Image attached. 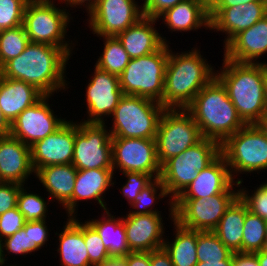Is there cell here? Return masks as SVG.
<instances>
[{
  "mask_svg": "<svg viewBox=\"0 0 267 266\" xmlns=\"http://www.w3.org/2000/svg\"><path fill=\"white\" fill-rule=\"evenodd\" d=\"M69 58L63 48L30 42L20 55L0 69V74L29 83L44 95L51 96L55 91L66 88L64 73Z\"/></svg>",
  "mask_w": 267,
  "mask_h": 266,
  "instance_id": "cell-1",
  "label": "cell"
},
{
  "mask_svg": "<svg viewBox=\"0 0 267 266\" xmlns=\"http://www.w3.org/2000/svg\"><path fill=\"white\" fill-rule=\"evenodd\" d=\"M173 53L170 49L162 105L165 109H186L216 73L197 48L191 52Z\"/></svg>",
  "mask_w": 267,
  "mask_h": 266,
  "instance_id": "cell-2",
  "label": "cell"
},
{
  "mask_svg": "<svg viewBox=\"0 0 267 266\" xmlns=\"http://www.w3.org/2000/svg\"><path fill=\"white\" fill-rule=\"evenodd\" d=\"M186 110L199 126L203 138L220 144L246 125L216 76L197 93Z\"/></svg>",
  "mask_w": 267,
  "mask_h": 266,
  "instance_id": "cell-3",
  "label": "cell"
},
{
  "mask_svg": "<svg viewBox=\"0 0 267 266\" xmlns=\"http://www.w3.org/2000/svg\"><path fill=\"white\" fill-rule=\"evenodd\" d=\"M223 61V70L216 77L225 86L242 121L254 124L267 111L263 83L266 62L238 63L225 57Z\"/></svg>",
  "mask_w": 267,
  "mask_h": 266,
  "instance_id": "cell-4",
  "label": "cell"
},
{
  "mask_svg": "<svg viewBox=\"0 0 267 266\" xmlns=\"http://www.w3.org/2000/svg\"><path fill=\"white\" fill-rule=\"evenodd\" d=\"M221 154V144L214 139L203 138L181 154L168 159L161 166L160 179L171 196V219H174L173 201Z\"/></svg>",
  "mask_w": 267,
  "mask_h": 266,
  "instance_id": "cell-5",
  "label": "cell"
},
{
  "mask_svg": "<svg viewBox=\"0 0 267 266\" xmlns=\"http://www.w3.org/2000/svg\"><path fill=\"white\" fill-rule=\"evenodd\" d=\"M168 43L157 51L130 59L119 76L120 88L124 95L146 97L162 104L165 69L169 57Z\"/></svg>",
  "mask_w": 267,
  "mask_h": 266,
  "instance_id": "cell-6",
  "label": "cell"
},
{
  "mask_svg": "<svg viewBox=\"0 0 267 266\" xmlns=\"http://www.w3.org/2000/svg\"><path fill=\"white\" fill-rule=\"evenodd\" d=\"M165 108L155 100L123 95L114 110L112 137L155 139Z\"/></svg>",
  "mask_w": 267,
  "mask_h": 266,
  "instance_id": "cell-7",
  "label": "cell"
},
{
  "mask_svg": "<svg viewBox=\"0 0 267 266\" xmlns=\"http://www.w3.org/2000/svg\"><path fill=\"white\" fill-rule=\"evenodd\" d=\"M69 15L66 9L57 8L53 0H30L22 25L30 42L63 48L70 55L72 46L65 41Z\"/></svg>",
  "mask_w": 267,
  "mask_h": 266,
  "instance_id": "cell-8",
  "label": "cell"
},
{
  "mask_svg": "<svg viewBox=\"0 0 267 266\" xmlns=\"http://www.w3.org/2000/svg\"><path fill=\"white\" fill-rule=\"evenodd\" d=\"M202 139L199 126L186 109H165L160 117L155 137L160 165Z\"/></svg>",
  "mask_w": 267,
  "mask_h": 266,
  "instance_id": "cell-9",
  "label": "cell"
},
{
  "mask_svg": "<svg viewBox=\"0 0 267 266\" xmlns=\"http://www.w3.org/2000/svg\"><path fill=\"white\" fill-rule=\"evenodd\" d=\"M231 176L267 169V137L254 124L245 125L221 144Z\"/></svg>",
  "mask_w": 267,
  "mask_h": 266,
  "instance_id": "cell-10",
  "label": "cell"
},
{
  "mask_svg": "<svg viewBox=\"0 0 267 266\" xmlns=\"http://www.w3.org/2000/svg\"><path fill=\"white\" fill-rule=\"evenodd\" d=\"M105 127V122H75L72 164L77 170L113 169L112 136Z\"/></svg>",
  "mask_w": 267,
  "mask_h": 266,
  "instance_id": "cell-11",
  "label": "cell"
},
{
  "mask_svg": "<svg viewBox=\"0 0 267 266\" xmlns=\"http://www.w3.org/2000/svg\"><path fill=\"white\" fill-rule=\"evenodd\" d=\"M238 192H222L208 198L175 199L174 220L181 226L197 231H213Z\"/></svg>",
  "mask_w": 267,
  "mask_h": 266,
  "instance_id": "cell-12",
  "label": "cell"
},
{
  "mask_svg": "<svg viewBox=\"0 0 267 266\" xmlns=\"http://www.w3.org/2000/svg\"><path fill=\"white\" fill-rule=\"evenodd\" d=\"M111 140L113 172L119 168L122 172H142L160 178L155 139L112 137Z\"/></svg>",
  "mask_w": 267,
  "mask_h": 266,
  "instance_id": "cell-13",
  "label": "cell"
},
{
  "mask_svg": "<svg viewBox=\"0 0 267 266\" xmlns=\"http://www.w3.org/2000/svg\"><path fill=\"white\" fill-rule=\"evenodd\" d=\"M89 26L97 36H113L144 17L142 6L135 0H98L89 11Z\"/></svg>",
  "mask_w": 267,
  "mask_h": 266,
  "instance_id": "cell-14",
  "label": "cell"
},
{
  "mask_svg": "<svg viewBox=\"0 0 267 266\" xmlns=\"http://www.w3.org/2000/svg\"><path fill=\"white\" fill-rule=\"evenodd\" d=\"M50 95H44L33 106L26 108L11 124L10 135L32 146L59 129L66 120L55 117L47 103Z\"/></svg>",
  "mask_w": 267,
  "mask_h": 266,
  "instance_id": "cell-15",
  "label": "cell"
},
{
  "mask_svg": "<svg viewBox=\"0 0 267 266\" xmlns=\"http://www.w3.org/2000/svg\"><path fill=\"white\" fill-rule=\"evenodd\" d=\"M75 143V123L66 121L59 129L30 146L35 173L42 167L71 164Z\"/></svg>",
  "mask_w": 267,
  "mask_h": 266,
  "instance_id": "cell-16",
  "label": "cell"
},
{
  "mask_svg": "<svg viewBox=\"0 0 267 266\" xmlns=\"http://www.w3.org/2000/svg\"><path fill=\"white\" fill-rule=\"evenodd\" d=\"M92 77L86 88L87 113L90 118L84 120V123H104L103 117L114 113L124 94L118 76L95 66Z\"/></svg>",
  "mask_w": 267,
  "mask_h": 266,
  "instance_id": "cell-17",
  "label": "cell"
},
{
  "mask_svg": "<svg viewBox=\"0 0 267 266\" xmlns=\"http://www.w3.org/2000/svg\"><path fill=\"white\" fill-rule=\"evenodd\" d=\"M267 15V1H253L228 8L209 11L210 28L227 34L225 46L240 32L248 29Z\"/></svg>",
  "mask_w": 267,
  "mask_h": 266,
  "instance_id": "cell-18",
  "label": "cell"
},
{
  "mask_svg": "<svg viewBox=\"0 0 267 266\" xmlns=\"http://www.w3.org/2000/svg\"><path fill=\"white\" fill-rule=\"evenodd\" d=\"M225 157L220 154L208 167L198 172L197 177L176 199L208 198L222 192H238L242 179L233 181ZM236 183V184H235Z\"/></svg>",
  "mask_w": 267,
  "mask_h": 266,
  "instance_id": "cell-19",
  "label": "cell"
},
{
  "mask_svg": "<svg viewBox=\"0 0 267 266\" xmlns=\"http://www.w3.org/2000/svg\"><path fill=\"white\" fill-rule=\"evenodd\" d=\"M122 220L131 252H151L163 247L164 227L160 213L127 214Z\"/></svg>",
  "mask_w": 267,
  "mask_h": 266,
  "instance_id": "cell-20",
  "label": "cell"
},
{
  "mask_svg": "<svg viewBox=\"0 0 267 266\" xmlns=\"http://www.w3.org/2000/svg\"><path fill=\"white\" fill-rule=\"evenodd\" d=\"M33 172L30 146L12 135L0 137V182L24 185Z\"/></svg>",
  "mask_w": 267,
  "mask_h": 266,
  "instance_id": "cell-21",
  "label": "cell"
},
{
  "mask_svg": "<svg viewBox=\"0 0 267 266\" xmlns=\"http://www.w3.org/2000/svg\"><path fill=\"white\" fill-rule=\"evenodd\" d=\"M224 57L238 63L255 62L267 53V15L238 33L226 46Z\"/></svg>",
  "mask_w": 267,
  "mask_h": 266,
  "instance_id": "cell-22",
  "label": "cell"
},
{
  "mask_svg": "<svg viewBox=\"0 0 267 266\" xmlns=\"http://www.w3.org/2000/svg\"><path fill=\"white\" fill-rule=\"evenodd\" d=\"M113 169H85L78 170L72 198L64 205L68 217H75V208L81 200L96 199L98 204L106 210L103 194L110 185L113 186Z\"/></svg>",
  "mask_w": 267,
  "mask_h": 266,
  "instance_id": "cell-23",
  "label": "cell"
},
{
  "mask_svg": "<svg viewBox=\"0 0 267 266\" xmlns=\"http://www.w3.org/2000/svg\"><path fill=\"white\" fill-rule=\"evenodd\" d=\"M157 20L144 16L116 36L131 59L149 55L167 43L153 26Z\"/></svg>",
  "mask_w": 267,
  "mask_h": 266,
  "instance_id": "cell-24",
  "label": "cell"
},
{
  "mask_svg": "<svg viewBox=\"0 0 267 266\" xmlns=\"http://www.w3.org/2000/svg\"><path fill=\"white\" fill-rule=\"evenodd\" d=\"M44 94L35 86L0 74V109L10 124L26 108L33 106Z\"/></svg>",
  "mask_w": 267,
  "mask_h": 266,
  "instance_id": "cell-25",
  "label": "cell"
},
{
  "mask_svg": "<svg viewBox=\"0 0 267 266\" xmlns=\"http://www.w3.org/2000/svg\"><path fill=\"white\" fill-rule=\"evenodd\" d=\"M59 236L60 261L62 266H91L84 241V223L69 217Z\"/></svg>",
  "mask_w": 267,
  "mask_h": 266,
  "instance_id": "cell-26",
  "label": "cell"
},
{
  "mask_svg": "<svg viewBox=\"0 0 267 266\" xmlns=\"http://www.w3.org/2000/svg\"><path fill=\"white\" fill-rule=\"evenodd\" d=\"M163 16V18L161 17ZM159 18L172 31H189L201 26L210 29L209 11L198 0H184L167 9Z\"/></svg>",
  "mask_w": 267,
  "mask_h": 266,
  "instance_id": "cell-27",
  "label": "cell"
},
{
  "mask_svg": "<svg viewBox=\"0 0 267 266\" xmlns=\"http://www.w3.org/2000/svg\"><path fill=\"white\" fill-rule=\"evenodd\" d=\"M78 170L71 164L40 168L35 175L50 194L64 206L71 198Z\"/></svg>",
  "mask_w": 267,
  "mask_h": 266,
  "instance_id": "cell-28",
  "label": "cell"
},
{
  "mask_svg": "<svg viewBox=\"0 0 267 266\" xmlns=\"http://www.w3.org/2000/svg\"><path fill=\"white\" fill-rule=\"evenodd\" d=\"M246 215V204L238 196L226 209L213 232L220 241L233 253L242 252L243 225Z\"/></svg>",
  "mask_w": 267,
  "mask_h": 266,
  "instance_id": "cell-29",
  "label": "cell"
},
{
  "mask_svg": "<svg viewBox=\"0 0 267 266\" xmlns=\"http://www.w3.org/2000/svg\"><path fill=\"white\" fill-rule=\"evenodd\" d=\"M102 219L87 221L99 234L110 257H125L131 253L127 243L126 230L122 218L111 215L109 210H104Z\"/></svg>",
  "mask_w": 267,
  "mask_h": 266,
  "instance_id": "cell-30",
  "label": "cell"
},
{
  "mask_svg": "<svg viewBox=\"0 0 267 266\" xmlns=\"http://www.w3.org/2000/svg\"><path fill=\"white\" fill-rule=\"evenodd\" d=\"M176 229L175 239L172 242L164 241L163 248L166 250L173 266H196L197 259V230L181 226L173 219Z\"/></svg>",
  "mask_w": 267,
  "mask_h": 266,
  "instance_id": "cell-31",
  "label": "cell"
},
{
  "mask_svg": "<svg viewBox=\"0 0 267 266\" xmlns=\"http://www.w3.org/2000/svg\"><path fill=\"white\" fill-rule=\"evenodd\" d=\"M103 39L104 50L95 66L119 77L131 58L117 37L105 36Z\"/></svg>",
  "mask_w": 267,
  "mask_h": 266,
  "instance_id": "cell-32",
  "label": "cell"
},
{
  "mask_svg": "<svg viewBox=\"0 0 267 266\" xmlns=\"http://www.w3.org/2000/svg\"><path fill=\"white\" fill-rule=\"evenodd\" d=\"M266 246L265 220L251 213L246 206V215L243 225L242 252L256 253Z\"/></svg>",
  "mask_w": 267,
  "mask_h": 266,
  "instance_id": "cell-33",
  "label": "cell"
},
{
  "mask_svg": "<svg viewBox=\"0 0 267 266\" xmlns=\"http://www.w3.org/2000/svg\"><path fill=\"white\" fill-rule=\"evenodd\" d=\"M30 43L23 25L0 31V69L20 55Z\"/></svg>",
  "mask_w": 267,
  "mask_h": 266,
  "instance_id": "cell-34",
  "label": "cell"
},
{
  "mask_svg": "<svg viewBox=\"0 0 267 266\" xmlns=\"http://www.w3.org/2000/svg\"><path fill=\"white\" fill-rule=\"evenodd\" d=\"M198 262L226 260L231 252L213 231H197Z\"/></svg>",
  "mask_w": 267,
  "mask_h": 266,
  "instance_id": "cell-35",
  "label": "cell"
},
{
  "mask_svg": "<svg viewBox=\"0 0 267 266\" xmlns=\"http://www.w3.org/2000/svg\"><path fill=\"white\" fill-rule=\"evenodd\" d=\"M48 202L39 195L34 193H27L24 185L20 188L17 197V207L23 214L26 222L36 220H46V211Z\"/></svg>",
  "mask_w": 267,
  "mask_h": 266,
  "instance_id": "cell-36",
  "label": "cell"
},
{
  "mask_svg": "<svg viewBox=\"0 0 267 266\" xmlns=\"http://www.w3.org/2000/svg\"><path fill=\"white\" fill-rule=\"evenodd\" d=\"M158 190H160V193L156 195ZM165 196H168L166 188L163 186L161 179L156 178L137 195L131 207L138 210L132 211L129 214H158L160 211L153 210L150 206L154 205V202L156 203L155 200Z\"/></svg>",
  "mask_w": 267,
  "mask_h": 266,
  "instance_id": "cell-37",
  "label": "cell"
},
{
  "mask_svg": "<svg viewBox=\"0 0 267 266\" xmlns=\"http://www.w3.org/2000/svg\"><path fill=\"white\" fill-rule=\"evenodd\" d=\"M30 0H0V31L23 24V16Z\"/></svg>",
  "mask_w": 267,
  "mask_h": 266,
  "instance_id": "cell-38",
  "label": "cell"
},
{
  "mask_svg": "<svg viewBox=\"0 0 267 266\" xmlns=\"http://www.w3.org/2000/svg\"><path fill=\"white\" fill-rule=\"evenodd\" d=\"M84 241L91 266L110 258L108 250L104 246L101 237L87 221L84 223Z\"/></svg>",
  "mask_w": 267,
  "mask_h": 266,
  "instance_id": "cell-39",
  "label": "cell"
},
{
  "mask_svg": "<svg viewBox=\"0 0 267 266\" xmlns=\"http://www.w3.org/2000/svg\"><path fill=\"white\" fill-rule=\"evenodd\" d=\"M1 247H2V263L5 265V257L4 247L5 250L8 251L9 254L13 253L15 255H25L30 254V238H29V222H26L24 227L20 229L18 232L5 237L1 240ZM4 241V243H3Z\"/></svg>",
  "mask_w": 267,
  "mask_h": 266,
  "instance_id": "cell-40",
  "label": "cell"
},
{
  "mask_svg": "<svg viewBox=\"0 0 267 266\" xmlns=\"http://www.w3.org/2000/svg\"><path fill=\"white\" fill-rule=\"evenodd\" d=\"M255 190L253 194L249 195L243 188L239 189L238 196L251 213L267 220V188L261 184Z\"/></svg>",
  "mask_w": 267,
  "mask_h": 266,
  "instance_id": "cell-41",
  "label": "cell"
},
{
  "mask_svg": "<svg viewBox=\"0 0 267 266\" xmlns=\"http://www.w3.org/2000/svg\"><path fill=\"white\" fill-rule=\"evenodd\" d=\"M123 175L127 177V181L125 185H123V188L120 189L122 191V194L127 197L128 203L131 205L134 201L137 195L145 188L147 187L154 178L149 175L142 172H122Z\"/></svg>",
  "mask_w": 267,
  "mask_h": 266,
  "instance_id": "cell-42",
  "label": "cell"
},
{
  "mask_svg": "<svg viewBox=\"0 0 267 266\" xmlns=\"http://www.w3.org/2000/svg\"><path fill=\"white\" fill-rule=\"evenodd\" d=\"M26 221L18 207L10 209L0 215V239L13 235L22 229Z\"/></svg>",
  "mask_w": 267,
  "mask_h": 266,
  "instance_id": "cell-43",
  "label": "cell"
},
{
  "mask_svg": "<svg viewBox=\"0 0 267 266\" xmlns=\"http://www.w3.org/2000/svg\"><path fill=\"white\" fill-rule=\"evenodd\" d=\"M23 185L0 182V215L17 207V197Z\"/></svg>",
  "mask_w": 267,
  "mask_h": 266,
  "instance_id": "cell-44",
  "label": "cell"
},
{
  "mask_svg": "<svg viewBox=\"0 0 267 266\" xmlns=\"http://www.w3.org/2000/svg\"><path fill=\"white\" fill-rule=\"evenodd\" d=\"M46 220H36L29 222L30 253L41 249L48 241V231Z\"/></svg>",
  "mask_w": 267,
  "mask_h": 266,
  "instance_id": "cell-45",
  "label": "cell"
},
{
  "mask_svg": "<svg viewBox=\"0 0 267 266\" xmlns=\"http://www.w3.org/2000/svg\"><path fill=\"white\" fill-rule=\"evenodd\" d=\"M184 0H144L142 10L146 17L158 19L167 9Z\"/></svg>",
  "mask_w": 267,
  "mask_h": 266,
  "instance_id": "cell-46",
  "label": "cell"
},
{
  "mask_svg": "<svg viewBox=\"0 0 267 266\" xmlns=\"http://www.w3.org/2000/svg\"><path fill=\"white\" fill-rule=\"evenodd\" d=\"M124 258L127 266H151L150 252H131Z\"/></svg>",
  "mask_w": 267,
  "mask_h": 266,
  "instance_id": "cell-47",
  "label": "cell"
},
{
  "mask_svg": "<svg viewBox=\"0 0 267 266\" xmlns=\"http://www.w3.org/2000/svg\"><path fill=\"white\" fill-rule=\"evenodd\" d=\"M150 265L151 266H173L170 256L162 247L150 252Z\"/></svg>",
  "mask_w": 267,
  "mask_h": 266,
  "instance_id": "cell-48",
  "label": "cell"
},
{
  "mask_svg": "<svg viewBox=\"0 0 267 266\" xmlns=\"http://www.w3.org/2000/svg\"><path fill=\"white\" fill-rule=\"evenodd\" d=\"M233 266H260L255 253H233Z\"/></svg>",
  "mask_w": 267,
  "mask_h": 266,
  "instance_id": "cell-49",
  "label": "cell"
},
{
  "mask_svg": "<svg viewBox=\"0 0 267 266\" xmlns=\"http://www.w3.org/2000/svg\"><path fill=\"white\" fill-rule=\"evenodd\" d=\"M253 1H267V0H218L213 8H228L233 6H238L240 4L244 5Z\"/></svg>",
  "mask_w": 267,
  "mask_h": 266,
  "instance_id": "cell-50",
  "label": "cell"
},
{
  "mask_svg": "<svg viewBox=\"0 0 267 266\" xmlns=\"http://www.w3.org/2000/svg\"><path fill=\"white\" fill-rule=\"evenodd\" d=\"M196 266H233V253L226 260L198 262Z\"/></svg>",
  "mask_w": 267,
  "mask_h": 266,
  "instance_id": "cell-51",
  "label": "cell"
},
{
  "mask_svg": "<svg viewBox=\"0 0 267 266\" xmlns=\"http://www.w3.org/2000/svg\"><path fill=\"white\" fill-rule=\"evenodd\" d=\"M94 266H127V263L124 257H110L109 259Z\"/></svg>",
  "mask_w": 267,
  "mask_h": 266,
  "instance_id": "cell-52",
  "label": "cell"
},
{
  "mask_svg": "<svg viewBox=\"0 0 267 266\" xmlns=\"http://www.w3.org/2000/svg\"><path fill=\"white\" fill-rule=\"evenodd\" d=\"M11 124L3 115L2 110L0 109V137H5L10 135Z\"/></svg>",
  "mask_w": 267,
  "mask_h": 266,
  "instance_id": "cell-53",
  "label": "cell"
},
{
  "mask_svg": "<svg viewBox=\"0 0 267 266\" xmlns=\"http://www.w3.org/2000/svg\"><path fill=\"white\" fill-rule=\"evenodd\" d=\"M60 1V0H59ZM62 1V0H61ZM66 4H68L70 7L76 6V5H85L86 3V10L89 11L96 5V3L98 2V0H63ZM87 1V2H86Z\"/></svg>",
  "mask_w": 267,
  "mask_h": 266,
  "instance_id": "cell-54",
  "label": "cell"
},
{
  "mask_svg": "<svg viewBox=\"0 0 267 266\" xmlns=\"http://www.w3.org/2000/svg\"><path fill=\"white\" fill-rule=\"evenodd\" d=\"M255 127L267 137V111L255 123Z\"/></svg>",
  "mask_w": 267,
  "mask_h": 266,
  "instance_id": "cell-55",
  "label": "cell"
},
{
  "mask_svg": "<svg viewBox=\"0 0 267 266\" xmlns=\"http://www.w3.org/2000/svg\"><path fill=\"white\" fill-rule=\"evenodd\" d=\"M256 257L260 266H267V251L265 249L256 252Z\"/></svg>",
  "mask_w": 267,
  "mask_h": 266,
  "instance_id": "cell-56",
  "label": "cell"
},
{
  "mask_svg": "<svg viewBox=\"0 0 267 266\" xmlns=\"http://www.w3.org/2000/svg\"><path fill=\"white\" fill-rule=\"evenodd\" d=\"M208 11H210L218 0H198Z\"/></svg>",
  "mask_w": 267,
  "mask_h": 266,
  "instance_id": "cell-57",
  "label": "cell"
},
{
  "mask_svg": "<svg viewBox=\"0 0 267 266\" xmlns=\"http://www.w3.org/2000/svg\"><path fill=\"white\" fill-rule=\"evenodd\" d=\"M263 83H264V97L267 107V65L264 63V73H263Z\"/></svg>",
  "mask_w": 267,
  "mask_h": 266,
  "instance_id": "cell-58",
  "label": "cell"
},
{
  "mask_svg": "<svg viewBox=\"0 0 267 266\" xmlns=\"http://www.w3.org/2000/svg\"><path fill=\"white\" fill-rule=\"evenodd\" d=\"M1 239H0V266H3V263H2V258H1V255H2V247H1Z\"/></svg>",
  "mask_w": 267,
  "mask_h": 266,
  "instance_id": "cell-59",
  "label": "cell"
},
{
  "mask_svg": "<svg viewBox=\"0 0 267 266\" xmlns=\"http://www.w3.org/2000/svg\"><path fill=\"white\" fill-rule=\"evenodd\" d=\"M265 226H266V246H265V250L267 251V220H265Z\"/></svg>",
  "mask_w": 267,
  "mask_h": 266,
  "instance_id": "cell-60",
  "label": "cell"
}]
</instances>
